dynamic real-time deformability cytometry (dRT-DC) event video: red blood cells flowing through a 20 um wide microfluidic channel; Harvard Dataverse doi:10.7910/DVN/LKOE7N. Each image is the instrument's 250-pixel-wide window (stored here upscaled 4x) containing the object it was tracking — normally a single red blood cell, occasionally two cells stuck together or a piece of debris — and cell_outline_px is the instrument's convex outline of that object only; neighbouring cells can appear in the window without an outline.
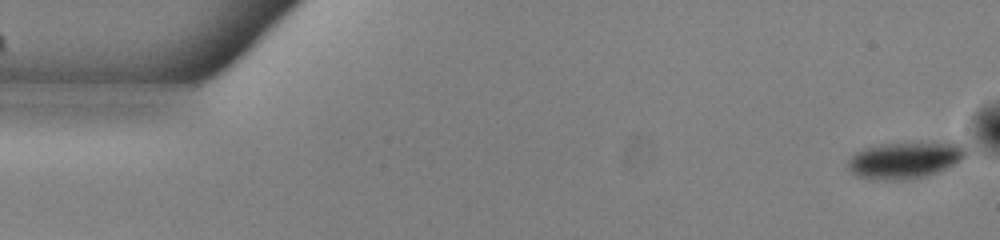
{"species": "common noctule bat (a hibernating species)", "species_latin": "Nyctalus noctula", "temperature_condition": "warm", "stored_images_in_passage": 53, "camera_frame_rate_fps": 3000, "um_per_image_px": 0.085, "animal": {"sex": "male", "body_mass_g": 13.0, "forearm_length_mm": 53.1}, "frame": {"image": 1, "passage_image": 1, "time_ms": 0.0, "image_size_px": [1000, 240], "cell_outline_px": [[964, 156], [960, 160], [936, 172], [924, 176], [904, 180], [872, 180], [856, 176], [848, 168], [848, 160], [856, 152], [864, 148], [880, 144], [948, 140], [960, 140], [964, 144]], "centroid_in_image_um": [76.94, 13.56], "position_along_channel_um": 8.1, "area_um2": 25.72}}
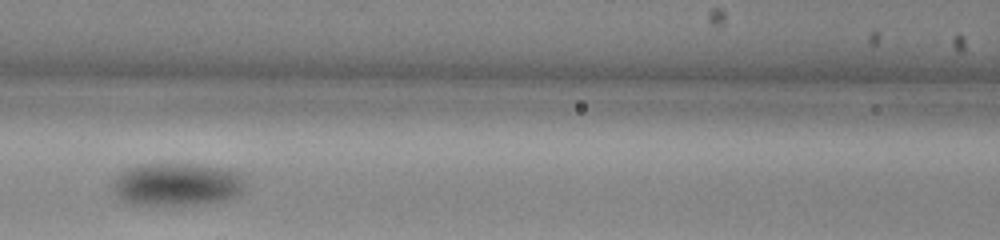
{"frame": {"image": 2, "passage_image": 23, "time_ms": 7.333, "image_size_px": [1000, 240], "cell_outline_px": [[244, 188], [236, 196], [220, 200], [192, 204], [132, 204], [124, 200], [112, 188], [112, 184], [116, 176], [120, 172], [128, 168], [140, 164], [188, 164], [220, 168], [240, 172], [244, 176]], "centroid_in_image_um": [15.03, 15.65], "position_along_channel_um": 151.6, "area_um2": 32.48}}
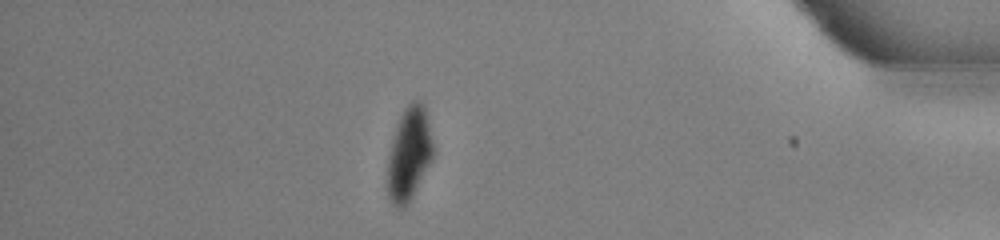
{"frame": {"image": 3, "passage_image": 46, "time_ms": 15.0, "image_size_px": [1000, 240], "cell_outline_px": [[432, 160], [412, 196], [404, 208], [396, 208], [392, 204], [388, 196], [388, 156], [392, 140], [400, 116], [404, 108], [412, 100], [420, 100], [424, 104], [432, 140]], "centroid_in_image_um": [34.76, 13.07], "position_along_channel_um": 400.4, "area_um2": 24.45}, "authors_computed_cell_mechanics": {"area_um2": 28.2064, "velocity_mm_per_s": 3.8272, "shape_relaxation_time_tau1_ms": 2.9397, "shape_relaxation_time_tau2_ms": 4.4193, "deformation_change_tau1": 0.0913, "deformation_change_tau2": 0.046}}